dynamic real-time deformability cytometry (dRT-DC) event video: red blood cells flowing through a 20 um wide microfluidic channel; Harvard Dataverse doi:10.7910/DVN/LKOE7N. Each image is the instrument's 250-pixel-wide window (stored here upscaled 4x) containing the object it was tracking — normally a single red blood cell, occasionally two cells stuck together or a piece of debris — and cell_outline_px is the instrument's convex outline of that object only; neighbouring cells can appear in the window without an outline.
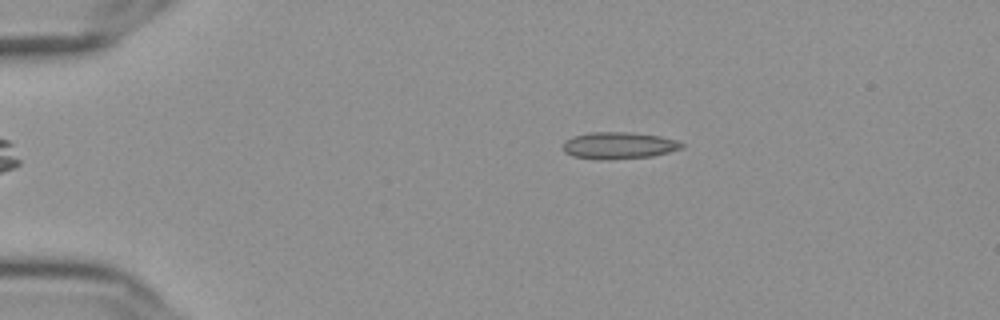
{"species": "Egyptian fruit bat (a non-hibernating species)", "species_latin": "Rousettus aegyptiacus", "temperature_condition": "cold", "stored_images_in_passage": 12, "segment_of_instrument_passage": [1, 2], "camera_frame_rate_fps": 3000, "um_per_image_px": 0.085, "frame": {"image": 1, "passage_image": 5, "time_ms": 1.333, "image_size_px": [1000, 320], "cell_outline_px": [[684, 148], [652, 156], [604, 160], [596, 160], [572, 156], [564, 152], [564, 140], [572, 136], [588, 132], [632, 132], [660, 136], [676, 140], [684, 144]], "centroid_in_image_um": [52.57, 12.36], "position_along_channel_um": 32.4, "area_um2": 18.79}}